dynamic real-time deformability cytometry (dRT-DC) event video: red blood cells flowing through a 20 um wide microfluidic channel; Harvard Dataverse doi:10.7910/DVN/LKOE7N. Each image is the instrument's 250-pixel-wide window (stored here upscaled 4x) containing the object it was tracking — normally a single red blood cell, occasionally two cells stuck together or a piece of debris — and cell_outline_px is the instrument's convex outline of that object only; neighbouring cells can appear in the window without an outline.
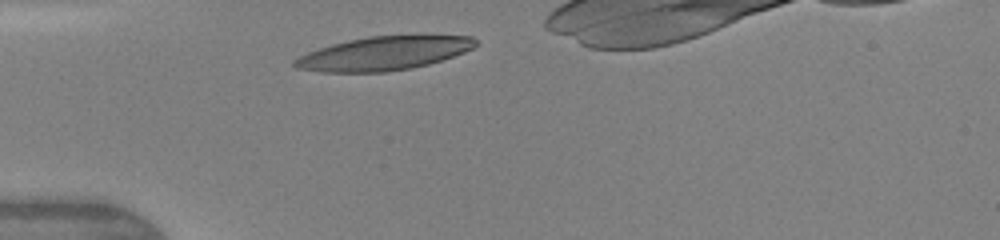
{"species": "human", "species_latin": "Homo sapiens", "temperature_condition": "warm", "stored_images_in_passage": 5, "camera_frame_rate_fps": 3000, "um_per_image_px": 0.085, "donor": {"sex": "female"}, "frame": {"image": 1, "passage_image": 1, "time_ms": 0.0, "image_size_px": [1000, 240], "cell_outline_px": [[480, 44], [464, 52], [428, 64], [412, 68], [384, 72], [320, 72], [296, 68], [292, 64], [292, 60], [308, 52], [332, 44], [348, 40], [368, 36], [472, 36]], "centroid_in_image_um": [32.58, 4.54], "position_along_channel_um": 52.4, "area_um2": 35.26}}